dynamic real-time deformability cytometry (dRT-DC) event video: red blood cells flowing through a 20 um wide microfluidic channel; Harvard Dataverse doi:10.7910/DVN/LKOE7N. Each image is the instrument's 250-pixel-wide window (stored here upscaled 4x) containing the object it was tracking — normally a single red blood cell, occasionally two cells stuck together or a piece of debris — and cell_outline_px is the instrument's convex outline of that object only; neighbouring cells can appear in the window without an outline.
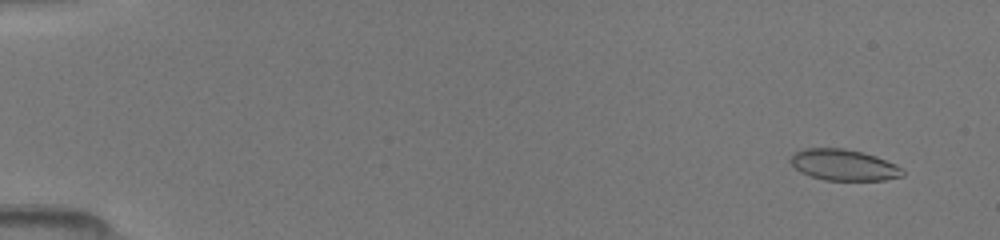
{"species": "common noctule bat (a hibernating species)", "species_latin": "Nyctalus noctula", "temperature_condition": "room temperature", "stored_images_in_passage": 33, "camera_frame_rate_fps": 3000, "um_per_image_px": 0.085, "animal": {"sex": "female", "body_mass_g": 19.5, "forearm_length_mm": 54.1}, "frame": {"image": 1, "passage_image": 4, "time_ms": 1.0, "image_size_px": [1000, 240], "cell_outline_px": [[904, 176], [884, 180], [824, 180], [800, 172], [788, 160], [796, 152], [804, 148], [844, 148], [876, 156], [896, 164], [904, 172]], "centroid_in_image_um": [71.72, 14.02], "position_along_channel_um": 13.3, "area_um2": 20.23}}
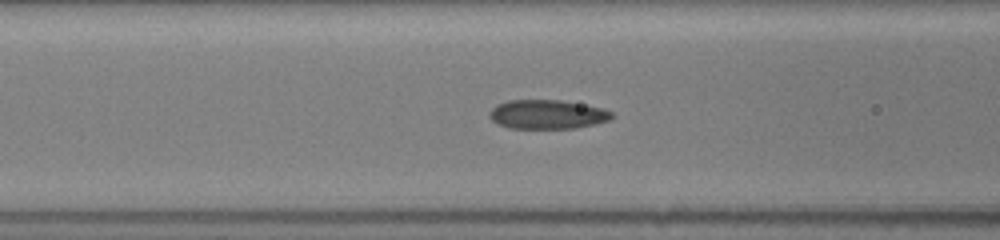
{"frame": {"image": 2, "passage_image": 26, "time_ms": 7.0, "image_size_px": [1000, 240], "cell_outline_px": [[616, 116], [608, 120], [596, 124], [576, 128], [508, 128], [496, 124], [488, 116], [488, 112], [496, 104], [508, 100], [560, 100], [600, 108], [612, 112]], "centroid_in_image_um": [46.47, 9.73], "position_along_channel_um": 120.1, "area_um2": 20.81}}
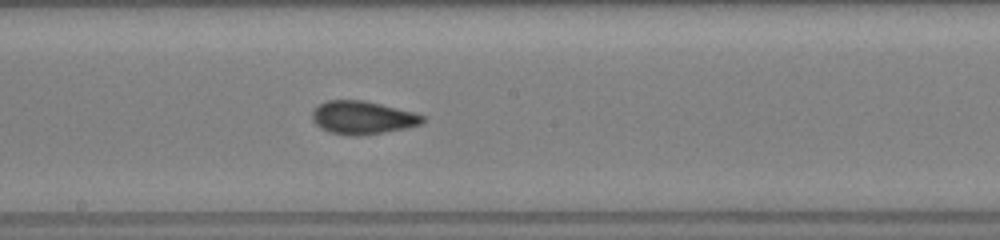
{"frame": {"image": 3, "passage_image": 33, "time_ms": 9.333, "image_size_px": [1000, 240], "cell_outline_px": [[424, 120], [420, 124], [408, 128], [360, 136], [352, 136], [328, 132], [320, 128], [312, 120], [312, 112], [320, 104], [328, 100], [364, 100], [416, 112], [424, 116]], "centroid_in_image_um": [30.83, 10.0], "position_along_channel_um": 217.4, "area_um2": 21.44}}